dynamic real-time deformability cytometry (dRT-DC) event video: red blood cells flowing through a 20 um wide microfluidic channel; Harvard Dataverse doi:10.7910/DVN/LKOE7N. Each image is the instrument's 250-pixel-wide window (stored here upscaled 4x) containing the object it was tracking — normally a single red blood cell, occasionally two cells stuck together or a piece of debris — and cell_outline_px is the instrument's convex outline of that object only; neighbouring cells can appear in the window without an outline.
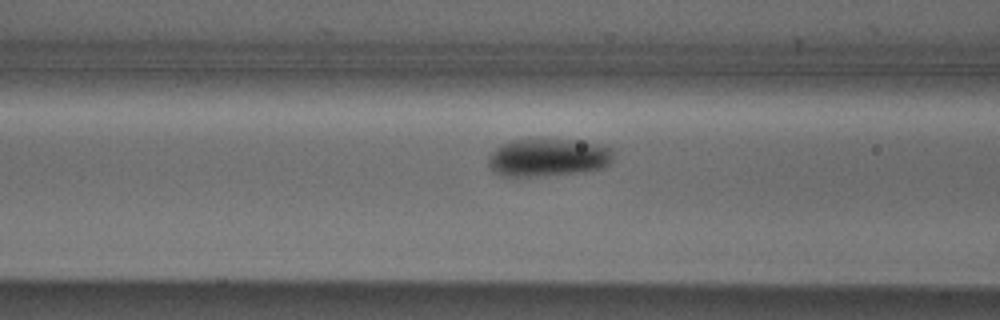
{"species": "Egyptian fruit bat (a non-hibernating species)", "species_latin": "Rousettus aegyptiacus", "temperature_condition": "cold", "stored_images_in_passage": 33, "camera_frame_rate_fps": 3000, "um_per_image_px": 0.085, "animal": {"sex": "male"}, "frame": {"image": 1, "passage_image": 5, "time_ms": 1.333, "image_size_px": [1000, 320], "cell_outline_px": [[612, 160], [608, 164], [600, 168], [576, 172], [528, 176], [500, 176], [488, 164], [488, 156], [500, 144], [512, 140], [580, 140], [600, 144], [612, 148]], "centroid_in_image_um": [46.57, 13.37], "position_along_channel_um": 120.0, "area_um2": 27.17}}
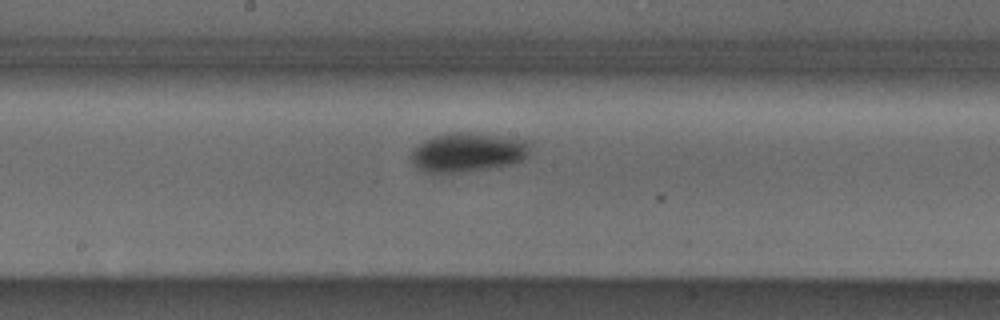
{"frame": {"image": 2, "passage_image": 12, "time_ms": 3.667, "image_size_px": [1000, 320], "cell_outline_px": [[532, 140], [528, 156], [512, 164], [488, 168], [456, 172], [424, 172], [412, 160], [412, 152], [424, 140], [432, 136], [444, 132], [468, 132]], "centroid_in_image_um": [39.82, 12.91], "position_along_channel_um": 208.4, "area_um2": 26.99}}
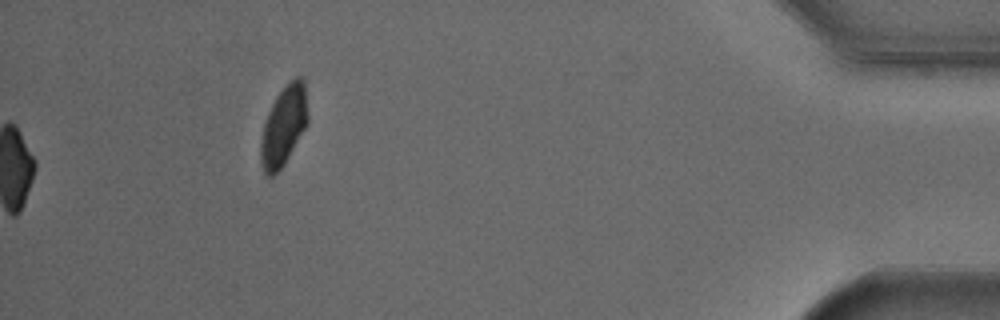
{"frame": {"image": 3, "passage_image": 33, "time_ms": 10.667, "image_size_px": [1000, 320], "cell_outline_px": [[308, 124], [284, 164], [272, 176], [268, 176], [264, 172], [260, 160], [260, 144], [264, 124], [268, 112], [276, 96], [284, 84], [296, 76], [300, 76], [304, 80], [308, 116]], "centroid_in_image_um": [24.12, 10.66], "position_along_channel_um": 411.1, "area_um2": 21.91}, "authors_computed_cell_mechanics": {"area_um2": 26.7614, "velocity_mm_per_s": 3.7949, "shape_relaxation_time_tau1_ms": 1.8698, "shape_relaxation_time_tau2_ms": null, "deformation_change_tau1": 0.0777, "deformation_change_tau2": null}}